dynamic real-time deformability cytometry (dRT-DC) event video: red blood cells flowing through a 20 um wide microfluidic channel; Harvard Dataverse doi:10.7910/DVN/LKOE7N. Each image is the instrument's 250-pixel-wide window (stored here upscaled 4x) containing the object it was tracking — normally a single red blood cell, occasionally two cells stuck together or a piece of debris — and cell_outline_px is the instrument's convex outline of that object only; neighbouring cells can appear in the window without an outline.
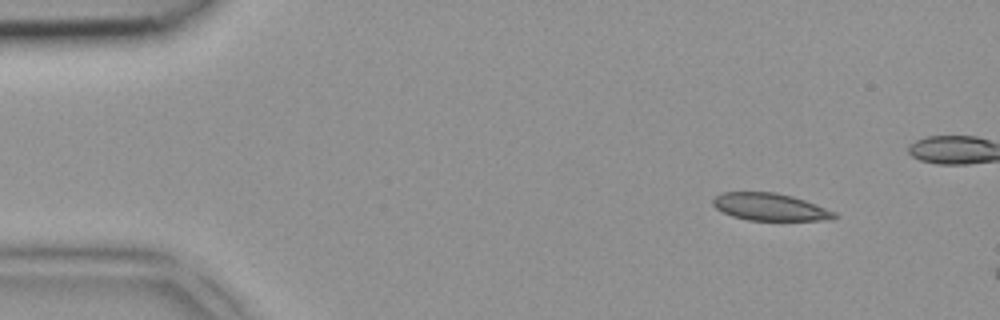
{"species": "common noctule bat (a hibernating species)", "species_latin": "Nyctalus noctula", "temperature_condition": "room temperature", "stored_images_in_passage": 2, "camera_frame_rate_fps": 3000, "um_per_image_px": 0.085, "animal": {"sex": "female", "body_mass_g": 18.4}, "frame": {"image": 1, "passage_image": 1, "time_ms": 0.0, "image_size_px": [1000, 320], "cell_outline_px": [[840, 216], [832, 220], [748, 220], [732, 216], [716, 208], [712, 204], [712, 200], [716, 196], [724, 192], [776, 192], [792, 196], [816, 204], [836, 212]], "centroid_in_image_um": [65.49, 17.59], "position_along_channel_um": 19.5, "area_um2": 19.36}}